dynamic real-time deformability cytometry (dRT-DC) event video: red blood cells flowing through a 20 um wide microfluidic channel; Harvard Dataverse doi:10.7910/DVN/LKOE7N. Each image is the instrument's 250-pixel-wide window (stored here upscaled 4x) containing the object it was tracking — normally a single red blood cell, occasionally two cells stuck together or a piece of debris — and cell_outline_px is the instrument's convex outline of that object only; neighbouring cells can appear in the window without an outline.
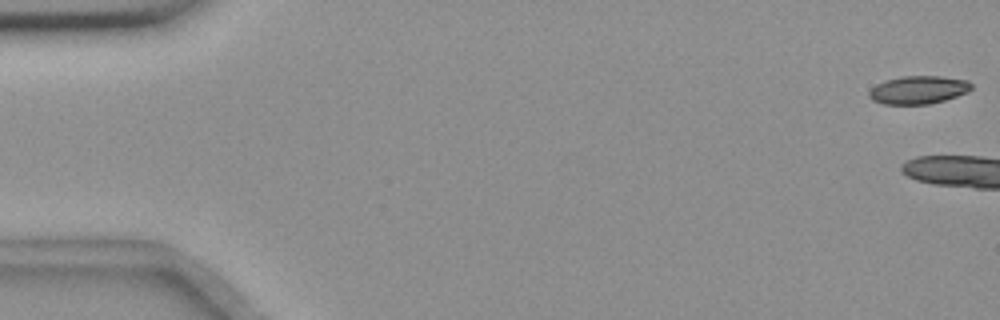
{"species": "common noctule bat (a hibernating species)", "species_latin": "Nyctalus noctula", "temperature_condition": "room temperature", "stored_images_in_passage": 5, "camera_frame_rate_fps": 3000, "um_per_image_px": 0.085, "animal": {"sex": "female", "body_mass_g": 18.4}, "frame": {"image": 1, "passage_image": 1, "time_ms": 0.0, "image_size_px": [1000, 320], "cell_outline_px": [[972, 88], [968, 92], [944, 100], [928, 104], [884, 104], [872, 100], [868, 96], [868, 92], [876, 84], [884, 80], [900, 76], [940, 76], [968, 80], [972, 84]], "centroid_in_image_um": [78.05, 7.63], "position_along_channel_um": 7.0, "area_um2": 16.82}}